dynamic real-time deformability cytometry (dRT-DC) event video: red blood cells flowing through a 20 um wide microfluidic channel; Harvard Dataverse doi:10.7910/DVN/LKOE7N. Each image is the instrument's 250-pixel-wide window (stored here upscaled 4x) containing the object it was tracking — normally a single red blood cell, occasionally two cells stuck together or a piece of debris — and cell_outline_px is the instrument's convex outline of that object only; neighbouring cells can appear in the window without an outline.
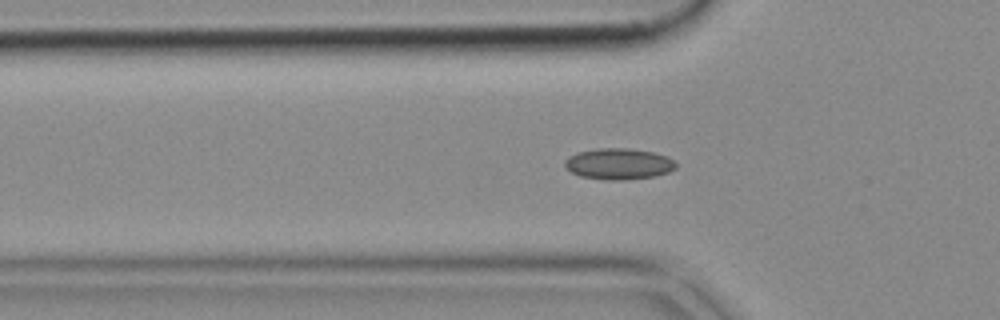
{"species": "common noctule bat (a hibernating species)", "species_latin": "Nyctalus noctula", "temperature_condition": "cold", "stored_images_in_passage": 47, "camera_frame_rate_fps": 3000, "um_per_image_px": 0.085, "animal": {"sex": "female", "body_mass_g": 18.4}, "frame": {"image": 1, "passage_image": 16, "time_ms": 5.0, "image_size_px": [1000, 320], "cell_outline_px": [[676, 168], [668, 172], [656, 176], [624, 180], [608, 180], [580, 176], [564, 168], [564, 160], [568, 156], [576, 152], [600, 148], [628, 148], [652, 152], [668, 156], [676, 164]], "centroid_in_image_um": [52.56, 13.93], "position_along_channel_um": 73.2, "area_um2": 20.29}}
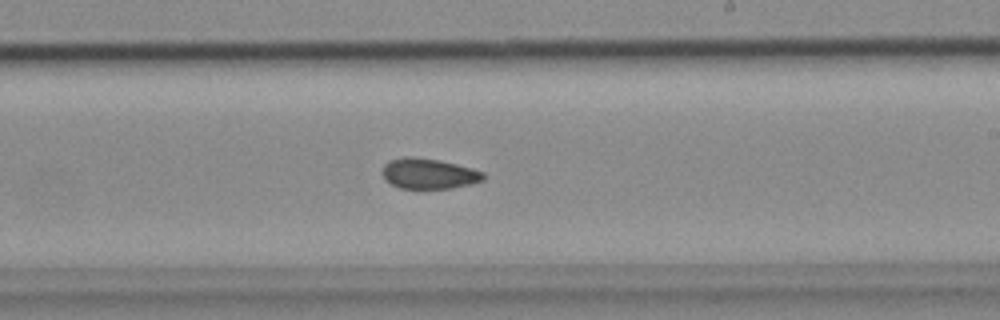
{"frame": {"image": 2, "passage_image": 30, "time_ms": 9.667, "image_size_px": [1000, 320], "cell_outline_px": [[488, 176], [484, 180], [452, 188], [400, 188], [384, 180], [384, 164], [388, 160], [404, 156], [408, 156], [436, 160], [456, 164], [472, 168], [484, 172]], "centroid_in_image_um": [36.46, 14.75], "position_along_channel_um": 252.5, "area_um2": 17.8}}
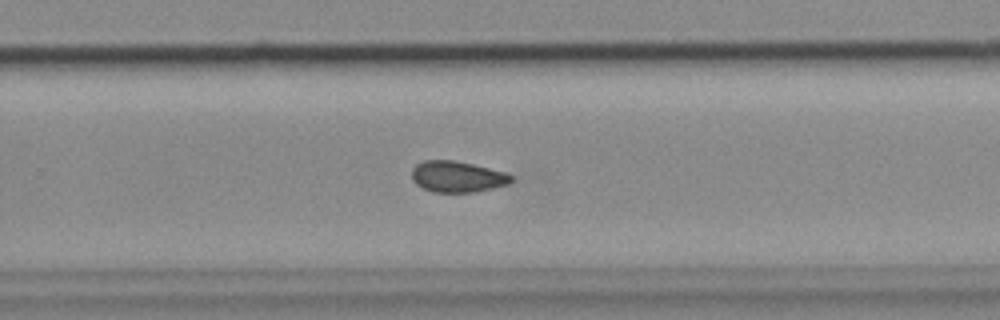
{"frame": {"image": 3, "passage_image": 33, "time_ms": 10.667, "image_size_px": [1000, 320], "cell_outline_px": [[512, 180], [508, 184], [476, 192], [432, 192], [416, 184], [412, 180], [412, 168], [416, 164], [424, 160], [452, 160], [472, 164], [504, 172], [512, 176]], "centroid_in_image_um": [38.83, 15.02], "position_along_channel_um": 291.0, "area_um2": 17.92}}